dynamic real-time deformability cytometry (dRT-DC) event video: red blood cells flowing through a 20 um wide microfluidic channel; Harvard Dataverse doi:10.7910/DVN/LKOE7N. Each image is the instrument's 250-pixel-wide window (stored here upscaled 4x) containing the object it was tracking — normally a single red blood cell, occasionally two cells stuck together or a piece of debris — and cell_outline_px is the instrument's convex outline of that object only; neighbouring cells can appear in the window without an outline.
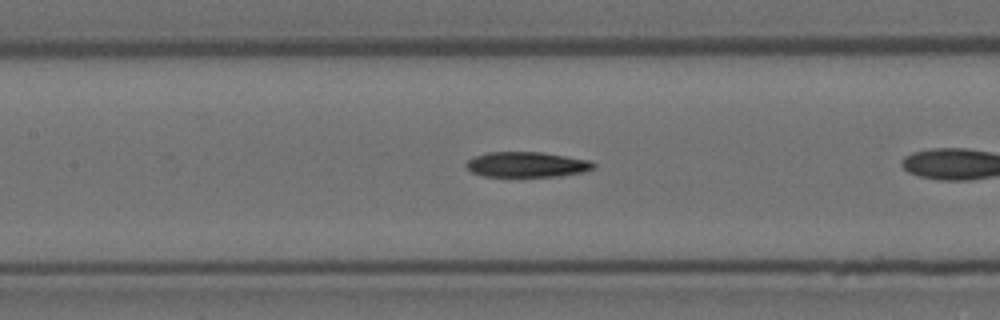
{"species": "Egyptian fruit bat (a non-hibernating species)", "species_latin": "Rousettus aegyptiacus", "temperature_condition": "room temperature", "stored_images_in_passage": 17, "camera_frame_rate_fps": 3000, "um_per_image_px": 0.085, "animal": {"sex": "female"}, "frame": {"image": 1, "passage_image": 10, "time_ms": 3.0, "image_size_px": [1000, 320], "cell_outline_px": [[596, 168], [584, 172], [560, 176], [484, 176], [472, 172], [464, 164], [468, 160], [476, 156], [488, 152], [540, 152], [592, 160], [596, 164]], "centroid_in_image_um": [44.84, 13.98], "position_along_channel_um": 162.6, "area_um2": 18.79}}